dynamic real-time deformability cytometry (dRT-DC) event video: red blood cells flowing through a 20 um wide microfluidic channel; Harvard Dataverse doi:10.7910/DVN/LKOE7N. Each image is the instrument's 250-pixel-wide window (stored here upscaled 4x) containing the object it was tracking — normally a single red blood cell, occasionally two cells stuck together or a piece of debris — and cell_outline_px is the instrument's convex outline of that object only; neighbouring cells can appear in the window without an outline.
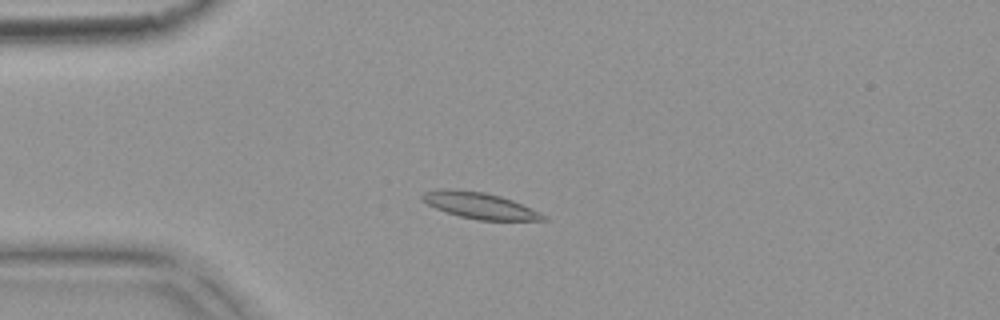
{"species": "common noctule bat (a hibernating species)", "species_latin": "Nyctalus noctula", "temperature_condition": "warm", "stored_images_in_passage": 7, "camera_frame_rate_fps": 3000, "um_per_image_px": 0.085, "animal": {"sex": "female", "body_mass_g": 18.4}, "frame": {"image": 1, "passage_image": 3, "time_ms": 0.667, "image_size_px": [1000, 320], "cell_outline_px": [[548, 220], [476, 220], [460, 216], [436, 208], [428, 204], [420, 196], [424, 192], [440, 188], [448, 188], [484, 192], [500, 196], [512, 200], [548, 216]], "centroid_in_image_um": [40.77, 17.46], "position_along_channel_um": 44.2, "area_um2": 18.32}}